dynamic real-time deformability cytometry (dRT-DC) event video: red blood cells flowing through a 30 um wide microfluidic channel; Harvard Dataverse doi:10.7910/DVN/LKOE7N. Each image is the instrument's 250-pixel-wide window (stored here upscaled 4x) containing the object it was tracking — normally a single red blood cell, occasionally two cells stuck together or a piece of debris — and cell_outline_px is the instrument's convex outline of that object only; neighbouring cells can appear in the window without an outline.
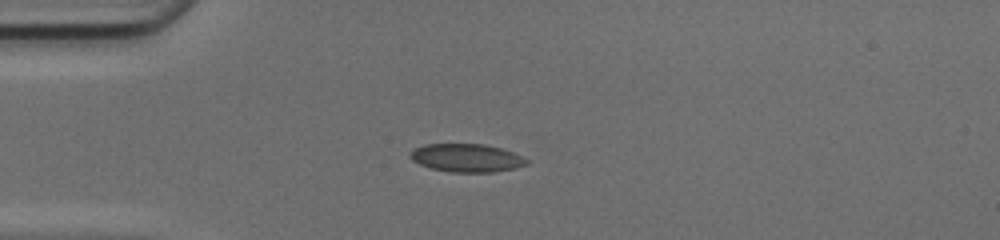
{"species": "common noctule bat (a hibernating species)", "species_latin": "Nyctalus noctula", "temperature_condition": "cold", "stored_images_in_passage": 10, "camera_frame_rate_fps": 3000, "um_per_image_px": 0.085, "animal": {"sex": "female", "body_mass_g": 17.0, "forearm_length_mm": 48.0}, "frame": {"image": 1, "passage_image": 9, "time_ms": 2.667, "image_size_px": [1000, 240], "cell_outline_px": [[528, 164], [516, 168], [496, 172], [452, 172], [432, 168], [420, 164], [412, 160], [408, 156], [416, 148], [424, 144], [484, 144], [500, 148], [512, 152], [528, 160]], "centroid_in_image_um": [39.67, 13.42], "position_along_channel_um": 45.3, "area_um2": 18.96}}